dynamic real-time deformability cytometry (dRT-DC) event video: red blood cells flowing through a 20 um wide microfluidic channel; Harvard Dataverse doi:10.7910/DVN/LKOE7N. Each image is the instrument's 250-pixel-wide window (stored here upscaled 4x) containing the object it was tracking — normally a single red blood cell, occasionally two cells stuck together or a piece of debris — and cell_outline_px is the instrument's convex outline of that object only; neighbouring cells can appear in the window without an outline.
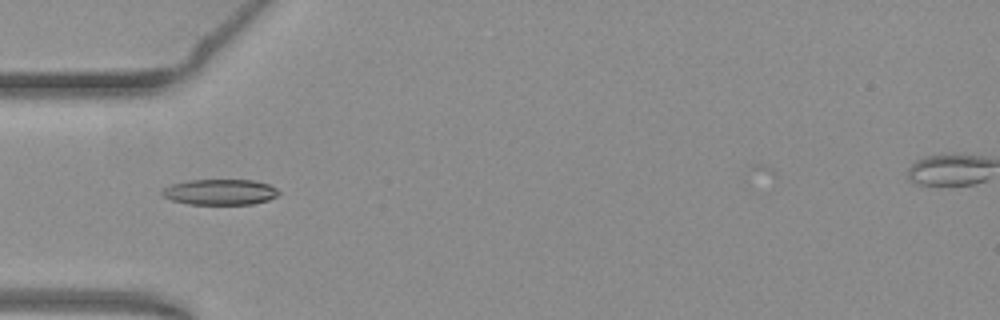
{"species": "common noctule bat (a hibernating species)", "species_latin": "Nyctalus noctula", "temperature_condition": "warm", "stored_images_in_passage": 52, "camera_frame_rate_fps": 3000, "um_per_image_px": 0.085, "animal": {"sex": "female", "body_mass_g": 19.3, "forearm_length_mm": 54.1}, "frame": {"image": 1, "passage_image": 16, "time_ms": 5.0, "image_size_px": [1000, 320], "cell_outline_px": [[280, 192], [276, 196], [268, 200], [252, 204], [188, 204], [172, 200], [164, 196], [160, 192], [164, 188], [172, 184], [188, 180], [252, 180], [268, 184], [276, 188]], "centroid_in_image_um": [18.7, 16.32], "position_along_channel_um": 66.3, "area_um2": 17.34}}
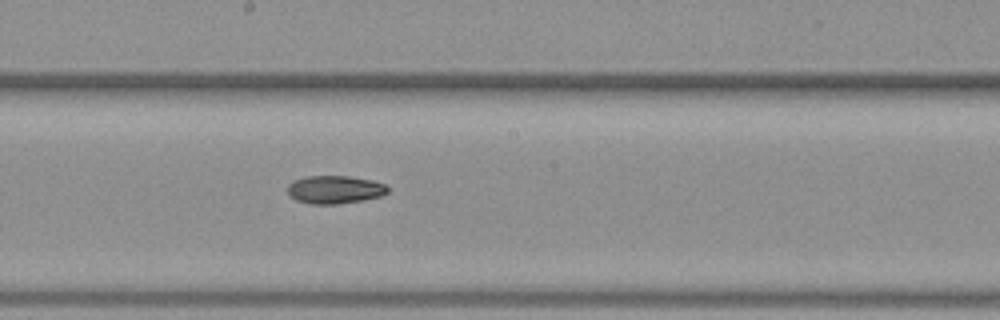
{"frame": {"image": 2, "passage_image": 28, "time_ms": 9.0, "image_size_px": [1000, 320], "cell_outline_px": [[388, 192], [380, 196], [364, 200], [336, 204], [308, 204], [296, 200], [288, 192], [288, 184], [304, 176], [348, 176], [372, 180], [384, 184], [388, 188]], "centroid_in_image_um": [28.45, 16.12], "position_along_channel_um": 219.7, "area_um2": 16.3}}
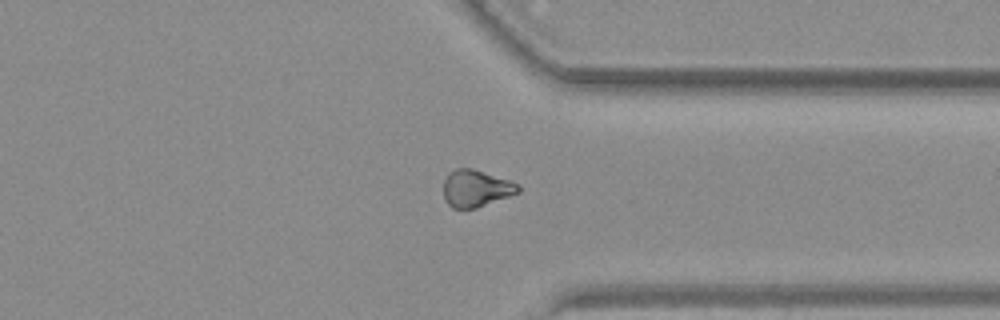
{"frame": {"image": 3, "passage_image": 40, "time_ms": 13.0, "image_size_px": [1000, 320], "cell_outline_px": [[520, 192], [476, 208], [452, 208], [448, 204], [444, 196], [444, 180], [448, 172], [456, 168], [472, 168], [520, 184]], "centroid_in_image_um": [40.45, 16.0], "position_along_channel_um": 371.0, "area_um2": 16.01}}